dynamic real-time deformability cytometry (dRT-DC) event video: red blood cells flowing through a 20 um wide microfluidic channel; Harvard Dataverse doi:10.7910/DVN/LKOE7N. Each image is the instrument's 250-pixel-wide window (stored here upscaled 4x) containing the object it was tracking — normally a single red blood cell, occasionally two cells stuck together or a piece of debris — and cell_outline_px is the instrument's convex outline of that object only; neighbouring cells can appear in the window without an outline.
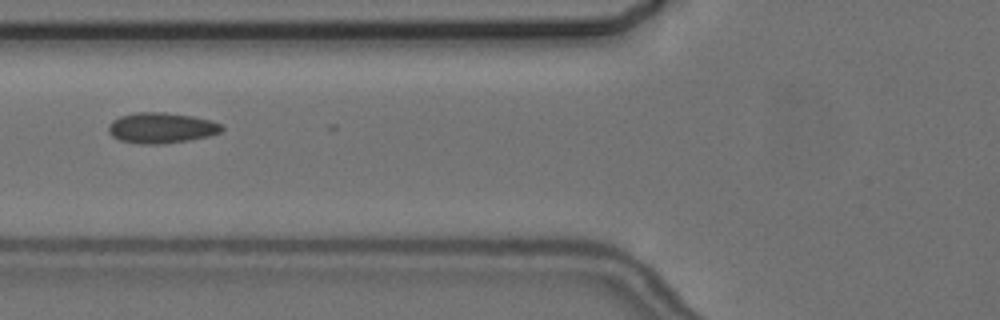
{"species": "common noctule bat (a hibernating species)", "species_latin": "Nyctalus noctula", "temperature_condition": "cold", "stored_images_in_passage": 7, "camera_frame_rate_fps": 3000, "um_per_image_px": 0.085, "animal": {"sex": "female", "body_mass_g": 24.6, "forearm_length_mm": 56.2}, "frame": {"image": 1, "passage_image": 2, "time_ms": 1.333, "image_size_px": [1000, 320], "cell_outline_px": [[224, 128], [220, 132], [208, 136], [188, 140], [164, 144], [140, 144], [120, 140], [112, 136], [108, 132], [108, 124], [112, 120], [120, 116], [136, 112], [164, 112], [192, 116], [212, 120], [220, 124]], "centroid_in_image_um": [13.69, 10.87], "position_along_channel_um": 112.1, "area_um2": 20.29}}
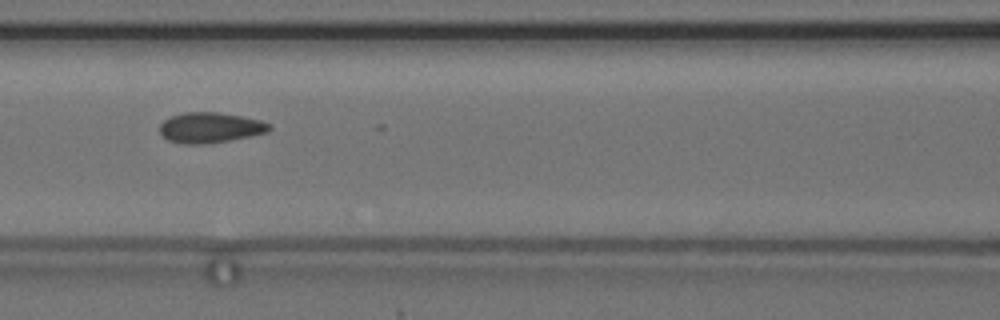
{"frame": {"image": 2, "passage_image": 3, "time_ms": 2.333, "image_size_px": [1000, 320], "cell_outline_px": [[272, 128], [268, 132], [252, 136], [204, 144], [184, 144], [168, 140], [160, 136], [160, 124], [164, 120], [172, 116], [184, 112], [216, 112], [240, 116], [260, 120], [272, 124]], "centroid_in_image_um": [17.87, 10.85], "position_along_channel_um": 148.7, "area_um2": 19.48}}